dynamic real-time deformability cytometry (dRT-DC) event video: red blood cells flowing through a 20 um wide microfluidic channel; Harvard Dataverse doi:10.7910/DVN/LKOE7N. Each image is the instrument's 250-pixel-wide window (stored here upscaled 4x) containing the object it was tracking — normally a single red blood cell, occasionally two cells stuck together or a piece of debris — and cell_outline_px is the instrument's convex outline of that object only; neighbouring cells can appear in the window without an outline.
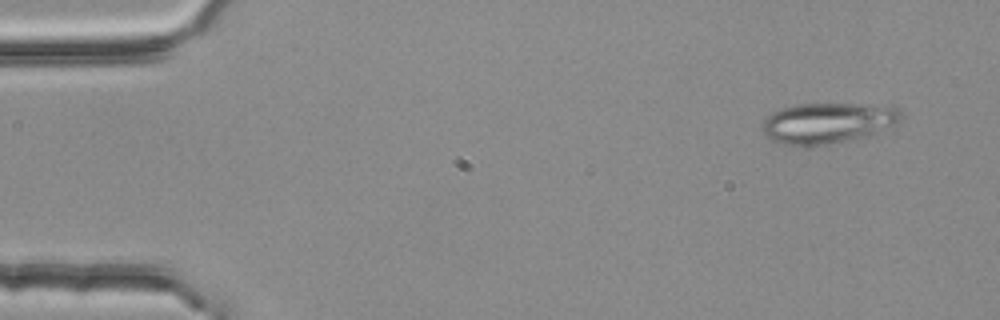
{"species": "common noctule bat (a hibernating species)", "species_latin": "Nyctalus noctula", "temperature_condition": "room temperature", "stored_images_in_passage": 3, "camera_frame_rate_fps": 3000, "um_per_image_px": 0.085, "animal": {"sex": "female", "body_mass_g": 25.1}, "frame": {"image": 1, "passage_image": 1, "time_ms": 0.0, "image_size_px": [1000, 320], "cell_outline_px": [[904, 116], [896, 124], [868, 136], [856, 140], [812, 148], [804, 148], [784, 144], [772, 140], [764, 136], [764, 120], [772, 112], [780, 108], [796, 104], [892, 104]], "centroid_in_image_um": [70.39, 10.48], "position_along_channel_um": 14.6, "area_um2": 33.93}}